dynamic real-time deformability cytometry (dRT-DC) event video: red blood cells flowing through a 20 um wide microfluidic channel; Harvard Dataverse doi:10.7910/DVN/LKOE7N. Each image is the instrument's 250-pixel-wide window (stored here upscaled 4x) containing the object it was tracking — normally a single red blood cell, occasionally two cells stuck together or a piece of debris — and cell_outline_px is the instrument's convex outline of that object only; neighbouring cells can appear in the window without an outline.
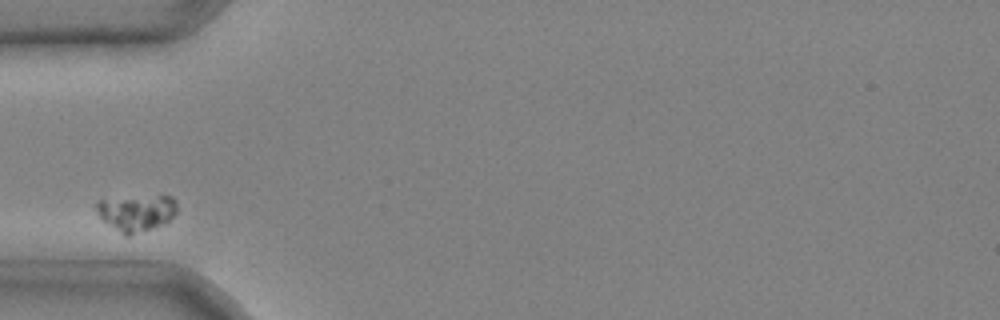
{"species": "common noctule bat (a hibernating species)", "species_latin": "Nyctalus noctula", "temperature_condition": "cold", "stored_images_in_passage": 4, "camera_frame_rate_fps": 3000, "um_per_image_px": 0.085, "animal": {"sex": "male", "body_mass_g": 20.4}, "frame": {"image": 1, "passage_image": 1, "time_ms": 0.0, "image_size_px": [1000, 320], "cell_outline_px": [[176, 212], [164, 224], [128, 236], [124, 236], [104, 220], [96, 212], [96, 200], [160, 196], [172, 196], [176, 200]], "centroid_in_image_um": [11.6, 18.1], "position_along_channel_um": 73.4, "area_um2": 16.7}}
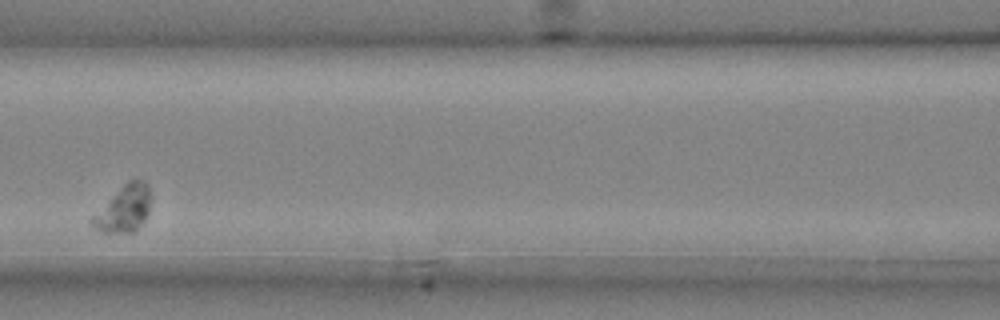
{"frame": {"image": 2, "passage_image": 3, "time_ms": 0.667, "image_size_px": [1000, 320], "cell_outline_px": [[152, 196], [148, 212], [144, 220], [132, 232], [100, 232], [88, 220], [128, 180], [144, 180]], "centroid_in_image_um": [10.54, 17.74], "position_along_channel_um": 156.1, "area_um2": 15.49}}
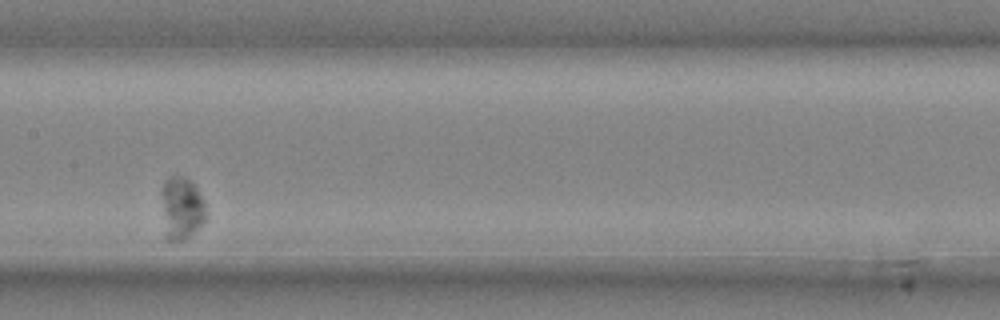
{"frame": {"image": 3, "passage_image": 4, "time_ms": 1.0, "image_size_px": [1000, 320], "cell_outline_px": [[204, 220], [184, 240], [168, 240], [160, 192], [164, 180], [172, 176], [184, 176], [196, 188], [204, 204]], "centroid_in_image_um": [15.39, 17.63], "position_along_channel_um": 192.0, "area_um2": 15.43}}